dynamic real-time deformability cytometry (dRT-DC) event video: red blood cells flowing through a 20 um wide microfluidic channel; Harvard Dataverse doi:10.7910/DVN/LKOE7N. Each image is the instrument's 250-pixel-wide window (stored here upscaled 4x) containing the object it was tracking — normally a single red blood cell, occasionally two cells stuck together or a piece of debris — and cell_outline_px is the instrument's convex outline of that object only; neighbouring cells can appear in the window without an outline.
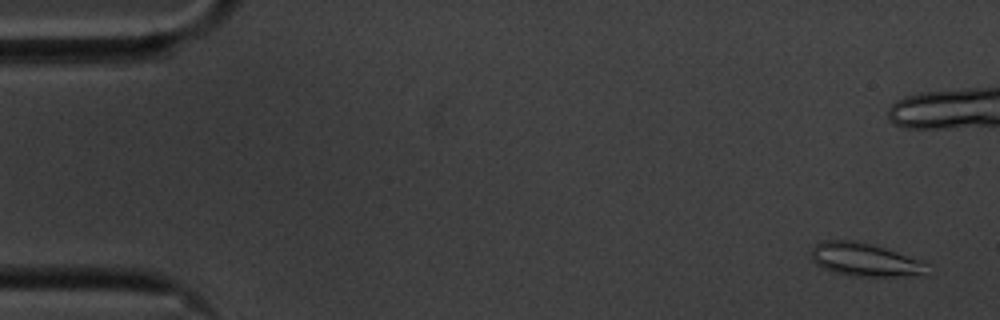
{"species": "common noctule bat (a hibernating species)", "species_latin": "Nyctalus noctula", "temperature_condition": "cold", "stored_images_in_passage": 14, "camera_frame_rate_fps": 3000, "um_per_image_px": 0.085, "animal": {"sex": "male", "body_mass_g": 20.1, "forearm_length_mm": 53.5}, "frame": {"image": 1, "passage_image": 3, "time_ms": 0.667, "image_size_px": [1000, 320], "cell_outline_px": [[928, 276], [848, 276], [824, 268], [816, 264], [812, 260], [812, 248], [816, 244], [824, 240], [856, 240], [872, 244], [920, 260], [924, 264]], "centroid_in_image_um": [73.5, 22.08], "position_along_channel_um": 11.5, "area_um2": 22.31}}